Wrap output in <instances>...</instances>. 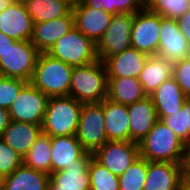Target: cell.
I'll return each mask as SVG.
<instances>
[{"mask_svg":"<svg viewBox=\"0 0 190 190\" xmlns=\"http://www.w3.org/2000/svg\"><path fill=\"white\" fill-rule=\"evenodd\" d=\"M139 156L147 161L181 163L184 165L187 145L158 120L147 135L138 142Z\"/></svg>","mask_w":190,"mask_h":190,"instance_id":"cell-1","label":"cell"},{"mask_svg":"<svg viewBox=\"0 0 190 190\" xmlns=\"http://www.w3.org/2000/svg\"><path fill=\"white\" fill-rule=\"evenodd\" d=\"M73 67L47 52L38 55L30 83L50 97L69 96Z\"/></svg>","mask_w":190,"mask_h":190,"instance_id":"cell-2","label":"cell"},{"mask_svg":"<svg viewBox=\"0 0 190 190\" xmlns=\"http://www.w3.org/2000/svg\"><path fill=\"white\" fill-rule=\"evenodd\" d=\"M82 105L72 96L48 98L42 133L50 137L76 135Z\"/></svg>","mask_w":190,"mask_h":190,"instance_id":"cell-3","label":"cell"},{"mask_svg":"<svg viewBox=\"0 0 190 190\" xmlns=\"http://www.w3.org/2000/svg\"><path fill=\"white\" fill-rule=\"evenodd\" d=\"M108 78L103 61L73 67L69 96L81 103H100L107 98Z\"/></svg>","mask_w":190,"mask_h":190,"instance_id":"cell-4","label":"cell"},{"mask_svg":"<svg viewBox=\"0 0 190 190\" xmlns=\"http://www.w3.org/2000/svg\"><path fill=\"white\" fill-rule=\"evenodd\" d=\"M47 53L71 67L84 66L99 60L96 44L75 26L59 38Z\"/></svg>","mask_w":190,"mask_h":190,"instance_id":"cell-5","label":"cell"},{"mask_svg":"<svg viewBox=\"0 0 190 190\" xmlns=\"http://www.w3.org/2000/svg\"><path fill=\"white\" fill-rule=\"evenodd\" d=\"M39 54L30 41H16L0 56V76L30 82Z\"/></svg>","mask_w":190,"mask_h":190,"instance_id":"cell-6","label":"cell"},{"mask_svg":"<svg viewBox=\"0 0 190 190\" xmlns=\"http://www.w3.org/2000/svg\"><path fill=\"white\" fill-rule=\"evenodd\" d=\"M76 138L82 147L91 153H94L108 141L101 102L83 103Z\"/></svg>","mask_w":190,"mask_h":190,"instance_id":"cell-7","label":"cell"},{"mask_svg":"<svg viewBox=\"0 0 190 190\" xmlns=\"http://www.w3.org/2000/svg\"><path fill=\"white\" fill-rule=\"evenodd\" d=\"M48 96L28 82L9 107L10 120L41 125Z\"/></svg>","mask_w":190,"mask_h":190,"instance_id":"cell-8","label":"cell"},{"mask_svg":"<svg viewBox=\"0 0 190 190\" xmlns=\"http://www.w3.org/2000/svg\"><path fill=\"white\" fill-rule=\"evenodd\" d=\"M134 14H115L111 23L96 44L98 59L104 61L107 57L122 52L131 44V27Z\"/></svg>","mask_w":190,"mask_h":190,"instance_id":"cell-9","label":"cell"},{"mask_svg":"<svg viewBox=\"0 0 190 190\" xmlns=\"http://www.w3.org/2000/svg\"><path fill=\"white\" fill-rule=\"evenodd\" d=\"M160 15L143 7L134 14L131 27L132 47L149 56L157 55L159 48Z\"/></svg>","mask_w":190,"mask_h":190,"instance_id":"cell-10","label":"cell"},{"mask_svg":"<svg viewBox=\"0 0 190 190\" xmlns=\"http://www.w3.org/2000/svg\"><path fill=\"white\" fill-rule=\"evenodd\" d=\"M139 156L138 143L134 141H107L93 157L116 176H120Z\"/></svg>","mask_w":190,"mask_h":190,"instance_id":"cell-11","label":"cell"},{"mask_svg":"<svg viewBox=\"0 0 190 190\" xmlns=\"http://www.w3.org/2000/svg\"><path fill=\"white\" fill-rule=\"evenodd\" d=\"M92 157L93 153L87 151L75 164L52 172L48 190H90L88 168Z\"/></svg>","mask_w":190,"mask_h":190,"instance_id":"cell-12","label":"cell"},{"mask_svg":"<svg viewBox=\"0 0 190 190\" xmlns=\"http://www.w3.org/2000/svg\"><path fill=\"white\" fill-rule=\"evenodd\" d=\"M74 26L95 44L108 29L113 15L104 9L87 6L85 3H76L72 7Z\"/></svg>","mask_w":190,"mask_h":190,"instance_id":"cell-13","label":"cell"},{"mask_svg":"<svg viewBox=\"0 0 190 190\" xmlns=\"http://www.w3.org/2000/svg\"><path fill=\"white\" fill-rule=\"evenodd\" d=\"M159 34L158 56L172 64L186 59L188 42L176 20L160 16Z\"/></svg>","mask_w":190,"mask_h":190,"instance_id":"cell-14","label":"cell"},{"mask_svg":"<svg viewBox=\"0 0 190 190\" xmlns=\"http://www.w3.org/2000/svg\"><path fill=\"white\" fill-rule=\"evenodd\" d=\"M33 24L23 1H14L0 12V31L17 41H30Z\"/></svg>","mask_w":190,"mask_h":190,"instance_id":"cell-15","label":"cell"},{"mask_svg":"<svg viewBox=\"0 0 190 190\" xmlns=\"http://www.w3.org/2000/svg\"><path fill=\"white\" fill-rule=\"evenodd\" d=\"M184 177L181 163L148 161L143 190H178Z\"/></svg>","mask_w":190,"mask_h":190,"instance_id":"cell-16","label":"cell"},{"mask_svg":"<svg viewBox=\"0 0 190 190\" xmlns=\"http://www.w3.org/2000/svg\"><path fill=\"white\" fill-rule=\"evenodd\" d=\"M73 27L74 15L71 10L63 17H58L45 22L34 23L30 42L40 53L48 52L55 42L67 34Z\"/></svg>","mask_w":190,"mask_h":190,"instance_id":"cell-17","label":"cell"},{"mask_svg":"<svg viewBox=\"0 0 190 190\" xmlns=\"http://www.w3.org/2000/svg\"><path fill=\"white\" fill-rule=\"evenodd\" d=\"M149 55L140 52L134 47L107 57L103 63L107 77H134L138 78Z\"/></svg>","mask_w":190,"mask_h":190,"instance_id":"cell-18","label":"cell"},{"mask_svg":"<svg viewBox=\"0 0 190 190\" xmlns=\"http://www.w3.org/2000/svg\"><path fill=\"white\" fill-rule=\"evenodd\" d=\"M128 118L130 141L138 143L158 121L156 108L152 98L146 96L144 99L128 105Z\"/></svg>","mask_w":190,"mask_h":190,"instance_id":"cell-19","label":"cell"},{"mask_svg":"<svg viewBox=\"0 0 190 190\" xmlns=\"http://www.w3.org/2000/svg\"><path fill=\"white\" fill-rule=\"evenodd\" d=\"M104 126L108 141H130L128 105L116 103L108 98L101 102Z\"/></svg>","mask_w":190,"mask_h":190,"instance_id":"cell-20","label":"cell"},{"mask_svg":"<svg viewBox=\"0 0 190 190\" xmlns=\"http://www.w3.org/2000/svg\"><path fill=\"white\" fill-rule=\"evenodd\" d=\"M86 152L76 135L51 137V173L75 164Z\"/></svg>","mask_w":190,"mask_h":190,"instance_id":"cell-21","label":"cell"},{"mask_svg":"<svg viewBox=\"0 0 190 190\" xmlns=\"http://www.w3.org/2000/svg\"><path fill=\"white\" fill-rule=\"evenodd\" d=\"M41 133V125L11 120L3 133L2 140L24 157Z\"/></svg>","mask_w":190,"mask_h":190,"instance_id":"cell-22","label":"cell"},{"mask_svg":"<svg viewBox=\"0 0 190 190\" xmlns=\"http://www.w3.org/2000/svg\"><path fill=\"white\" fill-rule=\"evenodd\" d=\"M157 117H166L181 109L188 97L171 77L164 81L151 95Z\"/></svg>","mask_w":190,"mask_h":190,"instance_id":"cell-23","label":"cell"},{"mask_svg":"<svg viewBox=\"0 0 190 190\" xmlns=\"http://www.w3.org/2000/svg\"><path fill=\"white\" fill-rule=\"evenodd\" d=\"M173 64L158 55L149 56L138 80L144 93L150 96L164 81L172 77Z\"/></svg>","mask_w":190,"mask_h":190,"instance_id":"cell-24","label":"cell"},{"mask_svg":"<svg viewBox=\"0 0 190 190\" xmlns=\"http://www.w3.org/2000/svg\"><path fill=\"white\" fill-rule=\"evenodd\" d=\"M107 98L116 103L130 105L144 99L142 84L134 77H107Z\"/></svg>","mask_w":190,"mask_h":190,"instance_id":"cell-25","label":"cell"},{"mask_svg":"<svg viewBox=\"0 0 190 190\" xmlns=\"http://www.w3.org/2000/svg\"><path fill=\"white\" fill-rule=\"evenodd\" d=\"M49 175L22 164L5 176L2 190H48Z\"/></svg>","mask_w":190,"mask_h":190,"instance_id":"cell-26","label":"cell"},{"mask_svg":"<svg viewBox=\"0 0 190 190\" xmlns=\"http://www.w3.org/2000/svg\"><path fill=\"white\" fill-rule=\"evenodd\" d=\"M33 23L45 22L67 15L72 8L61 0H24Z\"/></svg>","mask_w":190,"mask_h":190,"instance_id":"cell-27","label":"cell"},{"mask_svg":"<svg viewBox=\"0 0 190 190\" xmlns=\"http://www.w3.org/2000/svg\"><path fill=\"white\" fill-rule=\"evenodd\" d=\"M23 164L36 171L51 174V137L41 133L23 157Z\"/></svg>","mask_w":190,"mask_h":190,"instance_id":"cell-28","label":"cell"},{"mask_svg":"<svg viewBox=\"0 0 190 190\" xmlns=\"http://www.w3.org/2000/svg\"><path fill=\"white\" fill-rule=\"evenodd\" d=\"M147 167L148 161L138 156L124 173L118 176L119 190H143Z\"/></svg>","mask_w":190,"mask_h":190,"instance_id":"cell-29","label":"cell"},{"mask_svg":"<svg viewBox=\"0 0 190 190\" xmlns=\"http://www.w3.org/2000/svg\"><path fill=\"white\" fill-rule=\"evenodd\" d=\"M90 190H119L118 176L114 175L94 157L89 163Z\"/></svg>","mask_w":190,"mask_h":190,"instance_id":"cell-30","label":"cell"},{"mask_svg":"<svg viewBox=\"0 0 190 190\" xmlns=\"http://www.w3.org/2000/svg\"><path fill=\"white\" fill-rule=\"evenodd\" d=\"M145 7L162 17L177 20L190 9V0H147Z\"/></svg>","mask_w":190,"mask_h":190,"instance_id":"cell-31","label":"cell"},{"mask_svg":"<svg viewBox=\"0 0 190 190\" xmlns=\"http://www.w3.org/2000/svg\"><path fill=\"white\" fill-rule=\"evenodd\" d=\"M84 3L92 8L104 9L112 15L135 14L143 8L137 0H86Z\"/></svg>","mask_w":190,"mask_h":190,"instance_id":"cell-32","label":"cell"},{"mask_svg":"<svg viewBox=\"0 0 190 190\" xmlns=\"http://www.w3.org/2000/svg\"><path fill=\"white\" fill-rule=\"evenodd\" d=\"M27 83L22 79L0 76V107L8 110Z\"/></svg>","mask_w":190,"mask_h":190,"instance_id":"cell-33","label":"cell"},{"mask_svg":"<svg viewBox=\"0 0 190 190\" xmlns=\"http://www.w3.org/2000/svg\"><path fill=\"white\" fill-rule=\"evenodd\" d=\"M22 164L23 157L0 139V173L10 175Z\"/></svg>","mask_w":190,"mask_h":190,"instance_id":"cell-34","label":"cell"},{"mask_svg":"<svg viewBox=\"0 0 190 190\" xmlns=\"http://www.w3.org/2000/svg\"><path fill=\"white\" fill-rule=\"evenodd\" d=\"M166 126L186 144V119H185V102L181 109L171 113L166 117H158Z\"/></svg>","mask_w":190,"mask_h":190,"instance_id":"cell-35","label":"cell"},{"mask_svg":"<svg viewBox=\"0 0 190 190\" xmlns=\"http://www.w3.org/2000/svg\"><path fill=\"white\" fill-rule=\"evenodd\" d=\"M172 78L179 84L183 93L190 98V59L173 64Z\"/></svg>","mask_w":190,"mask_h":190,"instance_id":"cell-36","label":"cell"},{"mask_svg":"<svg viewBox=\"0 0 190 190\" xmlns=\"http://www.w3.org/2000/svg\"><path fill=\"white\" fill-rule=\"evenodd\" d=\"M180 31L185 36L188 43H190V9L181 15L179 19L176 20Z\"/></svg>","mask_w":190,"mask_h":190,"instance_id":"cell-37","label":"cell"},{"mask_svg":"<svg viewBox=\"0 0 190 190\" xmlns=\"http://www.w3.org/2000/svg\"><path fill=\"white\" fill-rule=\"evenodd\" d=\"M10 121L9 111L0 107V139H2L3 133Z\"/></svg>","mask_w":190,"mask_h":190,"instance_id":"cell-38","label":"cell"},{"mask_svg":"<svg viewBox=\"0 0 190 190\" xmlns=\"http://www.w3.org/2000/svg\"><path fill=\"white\" fill-rule=\"evenodd\" d=\"M186 145H190V98L185 101Z\"/></svg>","mask_w":190,"mask_h":190,"instance_id":"cell-39","label":"cell"},{"mask_svg":"<svg viewBox=\"0 0 190 190\" xmlns=\"http://www.w3.org/2000/svg\"><path fill=\"white\" fill-rule=\"evenodd\" d=\"M17 40L8 37L0 31V56L7 50L10 45H13Z\"/></svg>","mask_w":190,"mask_h":190,"instance_id":"cell-40","label":"cell"},{"mask_svg":"<svg viewBox=\"0 0 190 190\" xmlns=\"http://www.w3.org/2000/svg\"><path fill=\"white\" fill-rule=\"evenodd\" d=\"M184 176L190 179V145L187 146V151L184 161Z\"/></svg>","mask_w":190,"mask_h":190,"instance_id":"cell-41","label":"cell"},{"mask_svg":"<svg viewBox=\"0 0 190 190\" xmlns=\"http://www.w3.org/2000/svg\"><path fill=\"white\" fill-rule=\"evenodd\" d=\"M178 190H190V179L184 176L179 184Z\"/></svg>","mask_w":190,"mask_h":190,"instance_id":"cell-42","label":"cell"},{"mask_svg":"<svg viewBox=\"0 0 190 190\" xmlns=\"http://www.w3.org/2000/svg\"><path fill=\"white\" fill-rule=\"evenodd\" d=\"M15 0H0V12L10 6Z\"/></svg>","mask_w":190,"mask_h":190,"instance_id":"cell-43","label":"cell"},{"mask_svg":"<svg viewBox=\"0 0 190 190\" xmlns=\"http://www.w3.org/2000/svg\"><path fill=\"white\" fill-rule=\"evenodd\" d=\"M66 2L71 8L77 3V0H61Z\"/></svg>","mask_w":190,"mask_h":190,"instance_id":"cell-44","label":"cell"},{"mask_svg":"<svg viewBox=\"0 0 190 190\" xmlns=\"http://www.w3.org/2000/svg\"><path fill=\"white\" fill-rule=\"evenodd\" d=\"M4 180H5V176L0 173V190L3 189Z\"/></svg>","mask_w":190,"mask_h":190,"instance_id":"cell-45","label":"cell"},{"mask_svg":"<svg viewBox=\"0 0 190 190\" xmlns=\"http://www.w3.org/2000/svg\"><path fill=\"white\" fill-rule=\"evenodd\" d=\"M186 58L190 59V43H188V45H187Z\"/></svg>","mask_w":190,"mask_h":190,"instance_id":"cell-46","label":"cell"},{"mask_svg":"<svg viewBox=\"0 0 190 190\" xmlns=\"http://www.w3.org/2000/svg\"><path fill=\"white\" fill-rule=\"evenodd\" d=\"M143 7L146 6L147 0H137Z\"/></svg>","mask_w":190,"mask_h":190,"instance_id":"cell-47","label":"cell"},{"mask_svg":"<svg viewBox=\"0 0 190 190\" xmlns=\"http://www.w3.org/2000/svg\"><path fill=\"white\" fill-rule=\"evenodd\" d=\"M86 0H77V3H84Z\"/></svg>","mask_w":190,"mask_h":190,"instance_id":"cell-48","label":"cell"}]
</instances>
